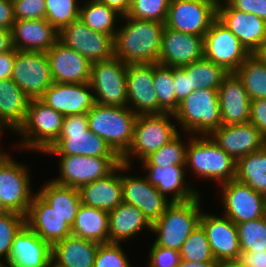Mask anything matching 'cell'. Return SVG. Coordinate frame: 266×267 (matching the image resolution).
<instances>
[{"label": "cell", "instance_id": "obj_8", "mask_svg": "<svg viewBox=\"0 0 266 267\" xmlns=\"http://www.w3.org/2000/svg\"><path fill=\"white\" fill-rule=\"evenodd\" d=\"M64 116L40 99H31L24 123L16 131L23 136L20 147L45 152L58 138Z\"/></svg>", "mask_w": 266, "mask_h": 267}, {"label": "cell", "instance_id": "obj_13", "mask_svg": "<svg viewBox=\"0 0 266 267\" xmlns=\"http://www.w3.org/2000/svg\"><path fill=\"white\" fill-rule=\"evenodd\" d=\"M11 79L29 98L39 99L53 83L47 53L16 50Z\"/></svg>", "mask_w": 266, "mask_h": 267}, {"label": "cell", "instance_id": "obj_29", "mask_svg": "<svg viewBox=\"0 0 266 267\" xmlns=\"http://www.w3.org/2000/svg\"><path fill=\"white\" fill-rule=\"evenodd\" d=\"M130 167L121 163L107 177L83 185L79 189L81 203L89 207L99 208L108 213L114 210L123 202L121 174L118 172H125Z\"/></svg>", "mask_w": 266, "mask_h": 267}, {"label": "cell", "instance_id": "obj_50", "mask_svg": "<svg viewBox=\"0 0 266 267\" xmlns=\"http://www.w3.org/2000/svg\"><path fill=\"white\" fill-rule=\"evenodd\" d=\"M249 122L252 123L266 139V98L251 100Z\"/></svg>", "mask_w": 266, "mask_h": 267}, {"label": "cell", "instance_id": "obj_30", "mask_svg": "<svg viewBox=\"0 0 266 267\" xmlns=\"http://www.w3.org/2000/svg\"><path fill=\"white\" fill-rule=\"evenodd\" d=\"M186 166L172 165L161 168L159 166H144L147 171L148 181L154 185L164 196L172 193L170 201H188L199 195L197 190L191 186H186L185 168ZM185 182V183H184Z\"/></svg>", "mask_w": 266, "mask_h": 267}, {"label": "cell", "instance_id": "obj_60", "mask_svg": "<svg viewBox=\"0 0 266 267\" xmlns=\"http://www.w3.org/2000/svg\"><path fill=\"white\" fill-rule=\"evenodd\" d=\"M216 267H242L237 261H221Z\"/></svg>", "mask_w": 266, "mask_h": 267}, {"label": "cell", "instance_id": "obj_14", "mask_svg": "<svg viewBox=\"0 0 266 267\" xmlns=\"http://www.w3.org/2000/svg\"><path fill=\"white\" fill-rule=\"evenodd\" d=\"M58 41L77 51L91 63L114 57L113 37L92 30L80 18L59 31Z\"/></svg>", "mask_w": 266, "mask_h": 267}, {"label": "cell", "instance_id": "obj_44", "mask_svg": "<svg viewBox=\"0 0 266 267\" xmlns=\"http://www.w3.org/2000/svg\"><path fill=\"white\" fill-rule=\"evenodd\" d=\"M78 0H45L46 20L60 31L70 22L79 18Z\"/></svg>", "mask_w": 266, "mask_h": 267}, {"label": "cell", "instance_id": "obj_54", "mask_svg": "<svg viewBox=\"0 0 266 267\" xmlns=\"http://www.w3.org/2000/svg\"><path fill=\"white\" fill-rule=\"evenodd\" d=\"M15 22L12 0H0V29L11 30Z\"/></svg>", "mask_w": 266, "mask_h": 267}, {"label": "cell", "instance_id": "obj_27", "mask_svg": "<svg viewBox=\"0 0 266 267\" xmlns=\"http://www.w3.org/2000/svg\"><path fill=\"white\" fill-rule=\"evenodd\" d=\"M222 125L244 124L250 120V103L241 80L235 73H228L218 89Z\"/></svg>", "mask_w": 266, "mask_h": 267}, {"label": "cell", "instance_id": "obj_41", "mask_svg": "<svg viewBox=\"0 0 266 267\" xmlns=\"http://www.w3.org/2000/svg\"><path fill=\"white\" fill-rule=\"evenodd\" d=\"M178 133L168 143L164 144L159 150L151 153L141 163L143 166H159L161 168L172 165L186 166V156L188 144H183Z\"/></svg>", "mask_w": 266, "mask_h": 267}, {"label": "cell", "instance_id": "obj_20", "mask_svg": "<svg viewBox=\"0 0 266 267\" xmlns=\"http://www.w3.org/2000/svg\"><path fill=\"white\" fill-rule=\"evenodd\" d=\"M88 83H57L39 98L63 116L87 113L95 105V97Z\"/></svg>", "mask_w": 266, "mask_h": 267}, {"label": "cell", "instance_id": "obj_17", "mask_svg": "<svg viewBox=\"0 0 266 267\" xmlns=\"http://www.w3.org/2000/svg\"><path fill=\"white\" fill-rule=\"evenodd\" d=\"M218 0L217 19L221 21L251 55L266 40V22L253 13L234 9L226 0Z\"/></svg>", "mask_w": 266, "mask_h": 267}, {"label": "cell", "instance_id": "obj_45", "mask_svg": "<svg viewBox=\"0 0 266 267\" xmlns=\"http://www.w3.org/2000/svg\"><path fill=\"white\" fill-rule=\"evenodd\" d=\"M26 224V217L11 211L0 213V259L9 256L15 235ZM1 262V260H0Z\"/></svg>", "mask_w": 266, "mask_h": 267}, {"label": "cell", "instance_id": "obj_43", "mask_svg": "<svg viewBox=\"0 0 266 267\" xmlns=\"http://www.w3.org/2000/svg\"><path fill=\"white\" fill-rule=\"evenodd\" d=\"M236 226L241 252L266 251V225L263 217Z\"/></svg>", "mask_w": 266, "mask_h": 267}, {"label": "cell", "instance_id": "obj_46", "mask_svg": "<svg viewBox=\"0 0 266 267\" xmlns=\"http://www.w3.org/2000/svg\"><path fill=\"white\" fill-rule=\"evenodd\" d=\"M170 0H132L128 17L165 22Z\"/></svg>", "mask_w": 266, "mask_h": 267}, {"label": "cell", "instance_id": "obj_4", "mask_svg": "<svg viewBox=\"0 0 266 267\" xmlns=\"http://www.w3.org/2000/svg\"><path fill=\"white\" fill-rule=\"evenodd\" d=\"M200 194L195 198L172 202L160 218L152 223L151 232L157 238L155 245L180 251L183 243L200 224Z\"/></svg>", "mask_w": 266, "mask_h": 267}, {"label": "cell", "instance_id": "obj_5", "mask_svg": "<svg viewBox=\"0 0 266 267\" xmlns=\"http://www.w3.org/2000/svg\"><path fill=\"white\" fill-rule=\"evenodd\" d=\"M182 132L209 136L221 123L218 89H197L179 102L173 114Z\"/></svg>", "mask_w": 266, "mask_h": 267}, {"label": "cell", "instance_id": "obj_18", "mask_svg": "<svg viewBox=\"0 0 266 267\" xmlns=\"http://www.w3.org/2000/svg\"><path fill=\"white\" fill-rule=\"evenodd\" d=\"M204 58L203 37L164 27L158 64L183 67Z\"/></svg>", "mask_w": 266, "mask_h": 267}, {"label": "cell", "instance_id": "obj_61", "mask_svg": "<svg viewBox=\"0 0 266 267\" xmlns=\"http://www.w3.org/2000/svg\"><path fill=\"white\" fill-rule=\"evenodd\" d=\"M45 267H63L59 265L54 259H51Z\"/></svg>", "mask_w": 266, "mask_h": 267}, {"label": "cell", "instance_id": "obj_32", "mask_svg": "<svg viewBox=\"0 0 266 267\" xmlns=\"http://www.w3.org/2000/svg\"><path fill=\"white\" fill-rule=\"evenodd\" d=\"M99 244L71 234L52 246V259L63 267H94Z\"/></svg>", "mask_w": 266, "mask_h": 267}, {"label": "cell", "instance_id": "obj_6", "mask_svg": "<svg viewBox=\"0 0 266 267\" xmlns=\"http://www.w3.org/2000/svg\"><path fill=\"white\" fill-rule=\"evenodd\" d=\"M186 166H190L197 176L216 180L218 184L234 180L236 175V160L206 135H192Z\"/></svg>", "mask_w": 266, "mask_h": 267}, {"label": "cell", "instance_id": "obj_52", "mask_svg": "<svg viewBox=\"0 0 266 267\" xmlns=\"http://www.w3.org/2000/svg\"><path fill=\"white\" fill-rule=\"evenodd\" d=\"M234 9L253 13L266 22V0H226Z\"/></svg>", "mask_w": 266, "mask_h": 267}, {"label": "cell", "instance_id": "obj_19", "mask_svg": "<svg viewBox=\"0 0 266 267\" xmlns=\"http://www.w3.org/2000/svg\"><path fill=\"white\" fill-rule=\"evenodd\" d=\"M126 80L127 106L137 115L159 114L153 87V63L127 64Z\"/></svg>", "mask_w": 266, "mask_h": 267}, {"label": "cell", "instance_id": "obj_2", "mask_svg": "<svg viewBox=\"0 0 266 267\" xmlns=\"http://www.w3.org/2000/svg\"><path fill=\"white\" fill-rule=\"evenodd\" d=\"M89 130L121 158L131 146L137 118L128 106L95 105L87 112Z\"/></svg>", "mask_w": 266, "mask_h": 267}, {"label": "cell", "instance_id": "obj_26", "mask_svg": "<svg viewBox=\"0 0 266 267\" xmlns=\"http://www.w3.org/2000/svg\"><path fill=\"white\" fill-rule=\"evenodd\" d=\"M26 225L51 246L72 234L71 226L37 193L30 204Z\"/></svg>", "mask_w": 266, "mask_h": 267}, {"label": "cell", "instance_id": "obj_1", "mask_svg": "<svg viewBox=\"0 0 266 267\" xmlns=\"http://www.w3.org/2000/svg\"><path fill=\"white\" fill-rule=\"evenodd\" d=\"M124 26L113 38L114 57L125 64L158 63L165 22L140 20L126 16Z\"/></svg>", "mask_w": 266, "mask_h": 267}, {"label": "cell", "instance_id": "obj_59", "mask_svg": "<svg viewBox=\"0 0 266 267\" xmlns=\"http://www.w3.org/2000/svg\"><path fill=\"white\" fill-rule=\"evenodd\" d=\"M254 55H256L262 62L266 64V40L258 48V51Z\"/></svg>", "mask_w": 266, "mask_h": 267}, {"label": "cell", "instance_id": "obj_56", "mask_svg": "<svg viewBox=\"0 0 266 267\" xmlns=\"http://www.w3.org/2000/svg\"><path fill=\"white\" fill-rule=\"evenodd\" d=\"M110 8L117 11L120 15L126 16L130 10L132 0H99Z\"/></svg>", "mask_w": 266, "mask_h": 267}, {"label": "cell", "instance_id": "obj_51", "mask_svg": "<svg viewBox=\"0 0 266 267\" xmlns=\"http://www.w3.org/2000/svg\"><path fill=\"white\" fill-rule=\"evenodd\" d=\"M173 80L178 108L179 102L187 97L193 90L191 87L190 75H187L182 67H173Z\"/></svg>", "mask_w": 266, "mask_h": 267}, {"label": "cell", "instance_id": "obj_37", "mask_svg": "<svg viewBox=\"0 0 266 267\" xmlns=\"http://www.w3.org/2000/svg\"><path fill=\"white\" fill-rule=\"evenodd\" d=\"M117 17H122L117 11L99 0H88L81 6L79 18L92 30L108 34L114 38L117 30L115 23Z\"/></svg>", "mask_w": 266, "mask_h": 267}, {"label": "cell", "instance_id": "obj_42", "mask_svg": "<svg viewBox=\"0 0 266 267\" xmlns=\"http://www.w3.org/2000/svg\"><path fill=\"white\" fill-rule=\"evenodd\" d=\"M181 260L192 262H217L201 224L192 231L179 251Z\"/></svg>", "mask_w": 266, "mask_h": 267}, {"label": "cell", "instance_id": "obj_33", "mask_svg": "<svg viewBox=\"0 0 266 267\" xmlns=\"http://www.w3.org/2000/svg\"><path fill=\"white\" fill-rule=\"evenodd\" d=\"M109 243H120L138 235L144 228L151 231L152 224L135 206L122 202L109 212Z\"/></svg>", "mask_w": 266, "mask_h": 267}, {"label": "cell", "instance_id": "obj_21", "mask_svg": "<svg viewBox=\"0 0 266 267\" xmlns=\"http://www.w3.org/2000/svg\"><path fill=\"white\" fill-rule=\"evenodd\" d=\"M123 202L137 207L152 224L166 211L172 201L167 200L147 177L121 175Z\"/></svg>", "mask_w": 266, "mask_h": 267}, {"label": "cell", "instance_id": "obj_9", "mask_svg": "<svg viewBox=\"0 0 266 267\" xmlns=\"http://www.w3.org/2000/svg\"><path fill=\"white\" fill-rule=\"evenodd\" d=\"M25 165L0 151L1 212L11 211L27 216L35 194L30 188V177Z\"/></svg>", "mask_w": 266, "mask_h": 267}, {"label": "cell", "instance_id": "obj_62", "mask_svg": "<svg viewBox=\"0 0 266 267\" xmlns=\"http://www.w3.org/2000/svg\"><path fill=\"white\" fill-rule=\"evenodd\" d=\"M0 267H12L11 265H5L2 262H0Z\"/></svg>", "mask_w": 266, "mask_h": 267}, {"label": "cell", "instance_id": "obj_53", "mask_svg": "<svg viewBox=\"0 0 266 267\" xmlns=\"http://www.w3.org/2000/svg\"><path fill=\"white\" fill-rule=\"evenodd\" d=\"M236 261L242 267H266V251L241 252Z\"/></svg>", "mask_w": 266, "mask_h": 267}, {"label": "cell", "instance_id": "obj_3", "mask_svg": "<svg viewBox=\"0 0 266 267\" xmlns=\"http://www.w3.org/2000/svg\"><path fill=\"white\" fill-rule=\"evenodd\" d=\"M45 153L57 156L119 157L104 139L89 130L87 113L64 116L57 140Z\"/></svg>", "mask_w": 266, "mask_h": 267}, {"label": "cell", "instance_id": "obj_38", "mask_svg": "<svg viewBox=\"0 0 266 267\" xmlns=\"http://www.w3.org/2000/svg\"><path fill=\"white\" fill-rule=\"evenodd\" d=\"M234 73L251 100L266 98V64L256 55H249Z\"/></svg>", "mask_w": 266, "mask_h": 267}, {"label": "cell", "instance_id": "obj_25", "mask_svg": "<svg viewBox=\"0 0 266 267\" xmlns=\"http://www.w3.org/2000/svg\"><path fill=\"white\" fill-rule=\"evenodd\" d=\"M52 259V246L26 224L15 235L7 265L12 267H45Z\"/></svg>", "mask_w": 266, "mask_h": 267}, {"label": "cell", "instance_id": "obj_35", "mask_svg": "<svg viewBox=\"0 0 266 267\" xmlns=\"http://www.w3.org/2000/svg\"><path fill=\"white\" fill-rule=\"evenodd\" d=\"M109 213L81 204L72 229V235L98 243L109 242Z\"/></svg>", "mask_w": 266, "mask_h": 267}, {"label": "cell", "instance_id": "obj_63", "mask_svg": "<svg viewBox=\"0 0 266 267\" xmlns=\"http://www.w3.org/2000/svg\"><path fill=\"white\" fill-rule=\"evenodd\" d=\"M263 220H264L265 225H266V212H265V214H264V216H263Z\"/></svg>", "mask_w": 266, "mask_h": 267}, {"label": "cell", "instance_id": "obj_36", "mask_svg": "<svg viewBox=\"0 0 266 267\" xmlns=\"http://www.w3.org/2000/svg\"><path fill=\"white\" fill-rule=\"evenodd\" d=\"M235 180L266 196V145L236 160Z\"/></svg>", "mask_w": 266, "mask_h": 267}, {"label": "cell", "instance_id": "obj_12", "mask_svg": "<svg viewBox=\"0 0 266 267\" xmlns=\"http://www.w3.org/2000/svg\"><path fill=\"white\" fill-rule=\"evenodd\" d=\"M60 177L54 182L80 189L83 185L107 177L120 164V157L59 155Z\"/></svg>", "mask_w": 266, "mask_h": 267}, {"label": "cell", "instance_id": "obj_24", "mask_svg": "<svg viewBox=\"0 0 266 267\" xmlns=\"http://www.w3.org/2000/svg\"><path fill=\"white\" fill-rule=\"evenodd\" d=\"M209 136L235 160L256 152L266 145V139L250 122L236 125H221Z\"/></svg>", "mask_w": 266, "mask_h": 267}, {"label": "cell", "instance_id": "obj_28", "mask_svg": "<svg viewBox=\"0 0 266 267\" xmlns=\"http://www.w3.org/2000/svg\"><path fill=\"white\" fill-rule=\"evenodd\" d=\"M57 31L46 19L15 20L12 45L17 51L47 52L57 41Z\"/></svg>", "mask_w": 266, "mask_h": 267}, {"label": "cell", "instance_id": "obj_16", "mask_svg": "<svg viewBox=\"0 0 266 267\" xmlns=\"http://www.w3.org/2000/svg\"><path fill=\"white\" fill-rule=\"evenodd\" d=\"M222 185L224 216L235 224L255 220L266 212V196L258 193L250 186L230 180Z\"/></svg>", "mask_w": 266, "mask_h": 267}, {"label": "cell", "instance_id": "obj_58", "mask_svg": "<svg viewBox=\"0 0 266 267\" xmlns=\"http://www.w3.org/2000/svg\"><path fill=\"white\" fill-rule=\"evenodd\" d=\"M218 262H192L181 260L177 267H216Z\"/></svg>", "mask_w": 266, "mask_h": 267}, {"label": "cell", "instance_id": "obj_57", "mask_svg": "<svg viewBox=\"0 0 266 267\" xmlns=\"http://www.w3.org/2000/svg\"><path fill=\"white\" fill-rule=\"evenodd\" d=\"M12 48L11 30L0 29V54Z\"/></svg>", "mask_w": 266, "mask_h": 267}, {"label": "cell", "instance_id": "obj_47", "mask_svg": "<svg viewBox=\"0 0 266 267\" xmlns=\"http://www.w3.org/2000/svg\"><path fill=\"white\" fill-rule=\"evenodd\" d=\"M94 267H131L120 243H101L95 257Z\"/></svg>", "mask_w": 266, "mask_h": 267}, {"label": "cell", "instance_id": "obj_31", "mask_svg": "<svg viewBox=\"0 0 266 267\" xmlns=\"http://www.w3.org/2000/svg\"><path fill=\"white\" fill-rule=\"evenodd\" d=\"M31 98L12 80H0V131L10 128L15 133L24 123ZM6 126V127H5Z\"/></svg>", "mask_w": 266, "mask_h": 267}, {"label": "cell", "instance_id": "obj_49", "mask_svg": "<svg viewBox=\"0 0 266 267\" xmlns=\"http://www.w3.org/2000/svg\"><path fill=\"white\" fill-rule=\"evenodd\" d=\"M148 267H177L181 261L179 251L153 244L149 250Z\"/></svg>", "mask_w": 266, "mask_h": 267}, {"label": "cell", "instance_id": "obj_39", "mask_svg": "<svg viewBox=\"0 0 266 267\" xmlns=\"http://www.w3.org/2000/svg\"><path fill=\"white\" fill-rule=\"evenodd\" d=\"M190 75L192 90L219 89L228 72L214 62L202 58L182 67Z\"/></svg>", "mask_w": 266, "mask_h": 267}, {"label": "cell", "instance_id": "obj_11", "mask_svg": "<svg viewBox=\"0 0 266 267\" xmlns=\"http://www.w3.org/2000/svg\"><path fill=\"white\" fill-rule=\"evenodd\" d=\"M218 0H170L165 26L204 37L217 18Z\"/></svg>", "mask_w": 266, "mask_h": 267}, {"label": "cell", "instance_id": "obj_34", "mask_svg": "<svg viewBox=\"0 0 266 267\" xmlns=\"http://www.w3.org/2000/svg\"><path fill=\"white\" fill-rule=\"evenodd\" d=\"M37 194L48 203L72 227L80 207L79 189L50 180L43 184Z\"/></svg>", "mask_w": 266, "mask_h": 267}, {"label": "cell", "instance_id": "obj_48", "mask_svg": "<svg viewBox=\"0 0 266 267\" xmlns=\"http://www.w3.org/2000/svg\"><path fill=\"white\" fill-rule=\"evenodd\" d=\"M15 20L45 19V0H12Z\"/></svg>", "mask_w": 266, "mask_h": 267}, {"label": "cell", "instance_id": "obj_10", "mask_svg": "<svg viewBox=\"0 0 266 267\" xmlns=\"http://www.w3.org/2000/svg\"><path fill=\"white\" fill-rule=\"evenodd\" d=\"M126 71L127 64L116 57L91 64L89 84L95 93V103L127 106Z\"/></svg>", "mask_w": 266, "mask_h": 267}, {"label": "cell", "instance_id": "obj_23", "mask_svg": "<svg viewBox=\"0 0 266 267\" xmlns=\"http://www.w3.org/2000/svg\"><path fill=\"white\" fill-rule=\"evenodd\" d=\"M53 82L88 83L91 62L77 51L57 41L47 52Z\"/></svg>", "mask_w": 266, "mask_h": 267}, {"label": "cell", "instance_id": "obj_22", "mask_svg": "<svg viewBox=\"0 0 266 267\" xmlns=\"http://www.w3.org/2000/svg\"><path fill=\"white\" fill-rule=\"evenodd\" d=\"M200 224L207 234L208 242L217 262L236 261L241 253L236 224L224 216L202 212Z\"/></svg>", "mask_w": 266, "mask_h": 267}, {"label": "cell", "instance_id": "obj_7", "mask_svg": "<svg viewBox=\"0 0 266 267\" xmlns=\"http://www.w3.org/2000/svg\"><path fill=\"white\" fill-rule=\"evenodd\" d=\"M171 117L175 118L171 113L138 115L131 146L121 157V163L132 166L130 156H137L143 161L173 139L179 132L169 119Z\"/></svg>", "mask_w": 266, "mask_h": 267}, {"label": "cell", "instance_id": "obj_55", "mask_svg": "<svg viewBox=\"0 0 266 267\" xmlns=\"http://www.w3.org/2000/svg\"><path fill=\"white\" fill-rule=\"evenodd\" d=\"M15 56L16 49L14 47L0 54V80L11 79Z\"/></svg>", "mask_w": 266, "mask_h": 267}, {"label": "cell", "instance_id": "obj_15", "mask_svg": "<svg viewBox=\"0 0 266 267\" xmlns=\"http://www.w3.org/2000/svg\"><path fill=\"white\" fill-rule=\"evenodd\" d=\"M204 58L234 73L250 55L240 40L217 18L203 37Z\"/></svg>", "mask_w": 266, "mask_h": 267}, {"label": "cell", "instance_id": "obj_40", "mask_svg": "<svg viewBox=\"0 0 266 267\" xmlns=\"http://www.w3.org/2000/svg\"><path fill=\"white\" fill-rule=\"evenodd\" d=\"M153 87L159 102V114H174L177 97L173 80V67L153 63Z\"/></svg>", "mask_w": 266, "mask_h": 267}]
</instances>
